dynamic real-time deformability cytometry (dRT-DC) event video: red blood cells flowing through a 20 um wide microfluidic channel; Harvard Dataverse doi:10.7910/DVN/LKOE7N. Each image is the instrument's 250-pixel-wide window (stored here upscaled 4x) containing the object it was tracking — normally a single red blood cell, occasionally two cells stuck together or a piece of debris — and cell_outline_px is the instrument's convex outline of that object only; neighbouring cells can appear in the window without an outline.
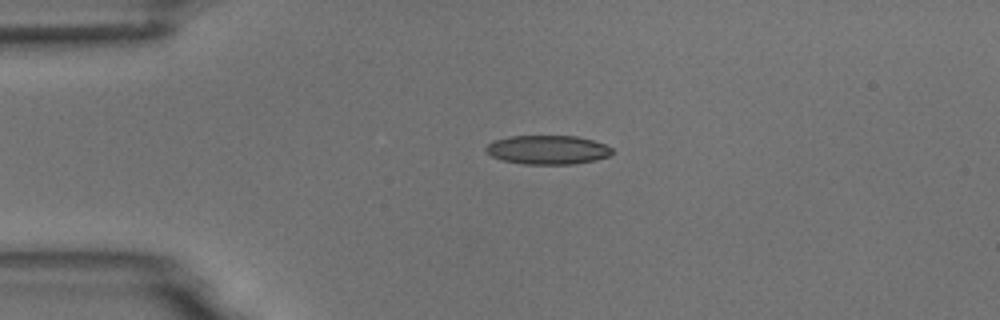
{"species": "common noctule bat (a hibernating species)", "species_latin": "Nyctalus noctula", "temperature_condition": "room temperature", "stored_images_in_passage": 2, "camera_frame_rate_fps": 3000, "um_per_image_px": 0.085, "animal": {"sex": "male", "body_mass_g": 18.8}, "frame": {"image": 1, "passage_image": 1, "time_ms": 0.0, "image_size_px": [1000, 320], "cell_outline_px": [[612, 152], [608, 156], [596, 160], [572, 164], [524, 164], [504, 160], [492, 156], [484, 148], [492, 140], [508, 136], [576, 136], [592, 140], [604, 144], [612, 148]], "centroid_in_image_um": [46.53, 12.73], "position_along_channel_um": 38.5, "area_um2": 21.21}}